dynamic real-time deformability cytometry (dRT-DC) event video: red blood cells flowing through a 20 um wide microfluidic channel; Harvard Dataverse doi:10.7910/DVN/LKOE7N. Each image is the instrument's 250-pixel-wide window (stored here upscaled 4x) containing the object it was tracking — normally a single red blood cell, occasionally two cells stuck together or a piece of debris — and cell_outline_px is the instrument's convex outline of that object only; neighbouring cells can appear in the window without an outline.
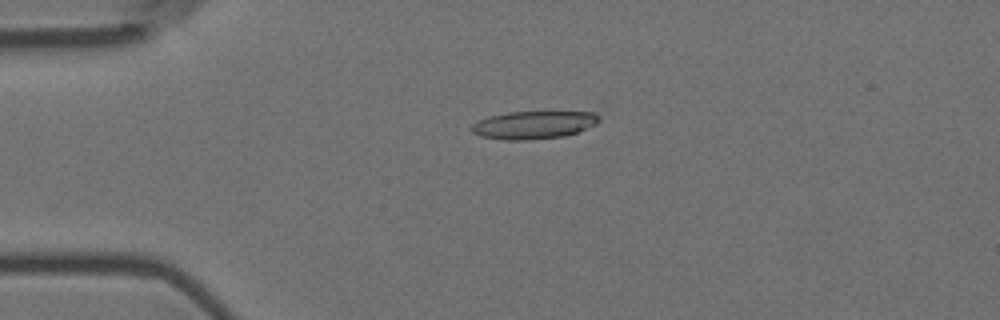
{"species": "Egyptian fruit bat (a non-hibernating species)", "species_latin": "Rousettus aegyptiacus", "temperature_condition": "room temperature", "stored_images_in_passage": 5, "camera_frame_rate_fps": 3000, "um_per_image_px": 0.085, "animal": {"sex": "female"}, "frame": {"image": 1, "passage_image": 4, "time_ms": 1.0, "image_size_px": [1000, 320], "cell_outline_px": [[600, 120], [596, 124], [576, 132], [564, 136], [532, 140], [504, 140], [480, 136], [472, 132], [472, 124], [476, 120], [488, 116], [508, 112], [596, 112], [600, 116]], "centroid_in_image_um": [45.34, 10.62], "position_along_channel_um": 39.7, "area_um2": 20.81}}